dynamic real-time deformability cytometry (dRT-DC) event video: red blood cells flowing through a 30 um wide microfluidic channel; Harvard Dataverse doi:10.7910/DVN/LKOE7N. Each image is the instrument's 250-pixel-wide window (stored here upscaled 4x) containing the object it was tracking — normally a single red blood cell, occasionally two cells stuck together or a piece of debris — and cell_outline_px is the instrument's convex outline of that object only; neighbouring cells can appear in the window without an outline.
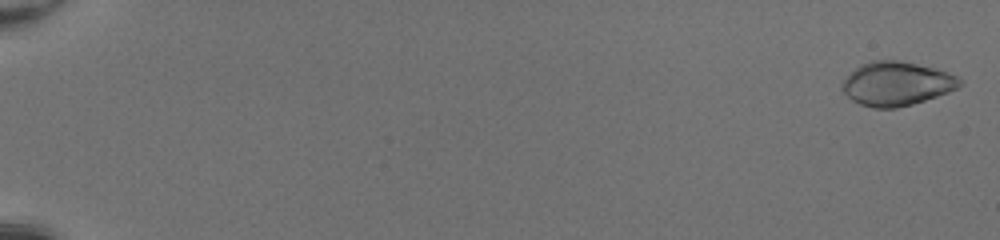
{"species": "common noctule bat (a hibernating species)", "species_latin": "Nyctalus noctula", "temperature_condition": "room temperature", "stored_images_in_passage": 52, "camera_frame_rate_fps": 3000, "um_per_image_px": 0.085, "animal": {"sex": "female", "body_mass_g": 20.0, "forearm_length_mm": 54.0}, "frame": {"image": 1, "passage_image": 2, "time_ms": 0.333, "image_size_px": [1000, 240], "cell_outline_px": [[960, 84], [956, 88], [948, 92], [912, 104], [896, 108], [872, 108], [860, 104], [852, 100], [840, 88], [840, 84], [860, 64], [876, 60], [896, 60], [916, 64], [932, 68], [956, 76], [960, 80]], "centroid_in_image_um": [76.15, 7.13], "position_along_channel_um": 8.9, "area_um2": 29.54}}
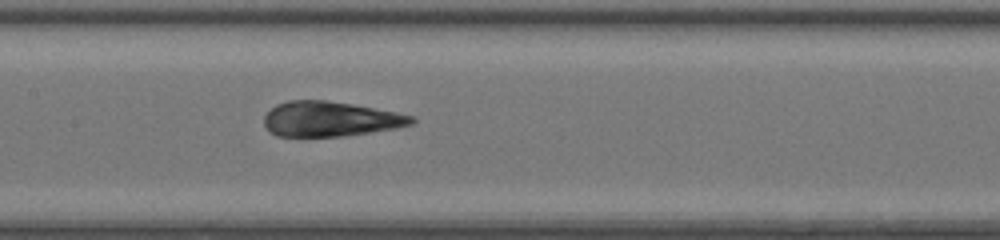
{"frame": {"image": 2, "passage_image": 29, "time_ms": 9.333, "image_size_px": [1000, 240], "cell_outline_px": [[416, 120], [412, 124], [396, 128], [344, 136], [276, 136], [268, 132], [264, 124], [264, 116], [276, 104], [288, 100], [324, 100], [352, 104], [396, 112], [412, 116]], "centroid_in_image_um": [28.04, 10.12], "position_along_channel_um": 179.4, "area_um2": 30.0}}
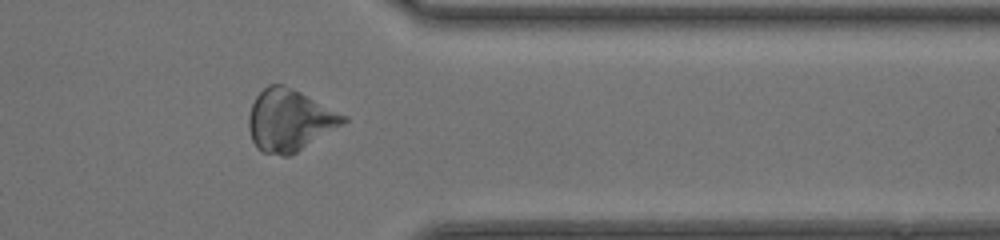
{"frame": {"image": 3, "passage_image": 44, "time_ms": 14.333, "image_size_px": [1000, 240], "cell_outline_px": [[348, 120], [344, 124], [292, 156], [284, 156], [264, 152], [256, 148], [252, 140], [248, 128], [248, 116], [252, 104], [256, 96], [268, 84], [284, 84], [348, 116]], "centroid_in_image_um": [24.62, 10.24], "position_along_channel_um": 386.8, "area_um2": 34.28}}